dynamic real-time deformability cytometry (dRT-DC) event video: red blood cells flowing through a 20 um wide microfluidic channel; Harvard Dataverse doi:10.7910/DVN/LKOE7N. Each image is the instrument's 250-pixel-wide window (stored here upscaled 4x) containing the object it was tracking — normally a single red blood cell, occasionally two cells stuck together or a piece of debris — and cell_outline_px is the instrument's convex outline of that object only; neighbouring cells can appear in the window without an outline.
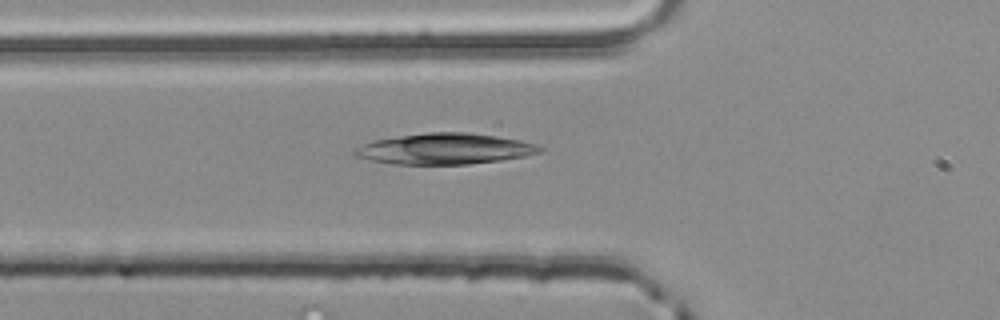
{"species": "common noctule bat (a hibernating species)", "species_latin": "Nyctalus noctula", "temperature_condition": "room temperature", "stored_images_in_passage": 4, "camera_frame_rate_fps": 3000, "um_per_image_px": 0.085, "animal": {"sex": "male", "body_mass_g": 20.4}, "frame": {"image": 1, "passage_image": 4, "time_ms": 1.0, "image_size_px": [1000, 320], "cell_outline_px": [[544, 148], [540, 152], [528, 156], [500, 160], [468, 164], [392, 164], [372, 160], [356, 156], [356, 148], [360, 144], [376, 140], [400, 136], [428, 132], [468, 132], [496, 136], [520, 140], [536, 144]], "centroid_in_image_um": [37.86, 12.65], "position_along_channel_um": 87.9, "area_um2": 33.12}}